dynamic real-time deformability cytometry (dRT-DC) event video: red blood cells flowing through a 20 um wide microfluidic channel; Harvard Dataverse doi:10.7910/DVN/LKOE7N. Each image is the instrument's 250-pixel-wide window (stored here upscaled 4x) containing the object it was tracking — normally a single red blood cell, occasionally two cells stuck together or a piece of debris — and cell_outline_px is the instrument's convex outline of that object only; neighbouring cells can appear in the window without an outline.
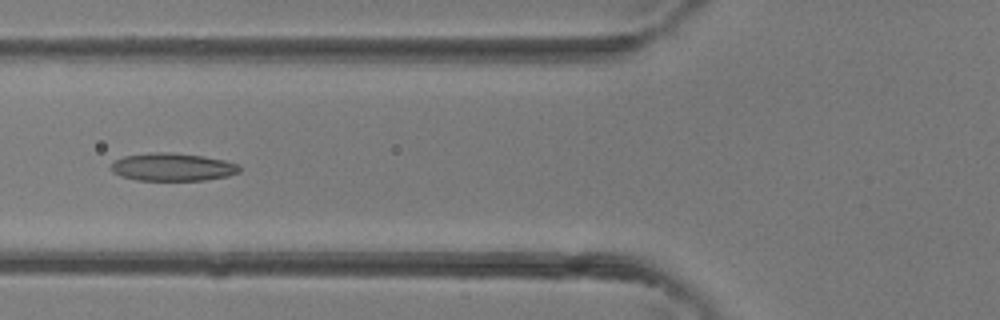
{"species": "common noctule bat (a hibernating species)", "species_latin": "Nyctalus noctula", "temperature_condition": "room temperature", "stored_images_in_passage": 4, "camera_frame_rate_fps": 3000, "um_per_image_px": 0.085, "animal": {"sex": "female"}, "frame": {"image": 1, "passage_image": 4, "time_ms": 1.0, "image_size_px": [1000, 320], "cell_outline_px": [[240, 172], [228, 176], [204, 180], [136, 180], [120, 176], [112, 172], [112, 164], [116, 160], [124, 156], [152, 152], [168, 152], [204, 156], [224, 160], [240, 164]], "centroid_in_image_um": [14.69, 14.2], "position_along_channel_um": 111.1, "area_um2": 20.87}}